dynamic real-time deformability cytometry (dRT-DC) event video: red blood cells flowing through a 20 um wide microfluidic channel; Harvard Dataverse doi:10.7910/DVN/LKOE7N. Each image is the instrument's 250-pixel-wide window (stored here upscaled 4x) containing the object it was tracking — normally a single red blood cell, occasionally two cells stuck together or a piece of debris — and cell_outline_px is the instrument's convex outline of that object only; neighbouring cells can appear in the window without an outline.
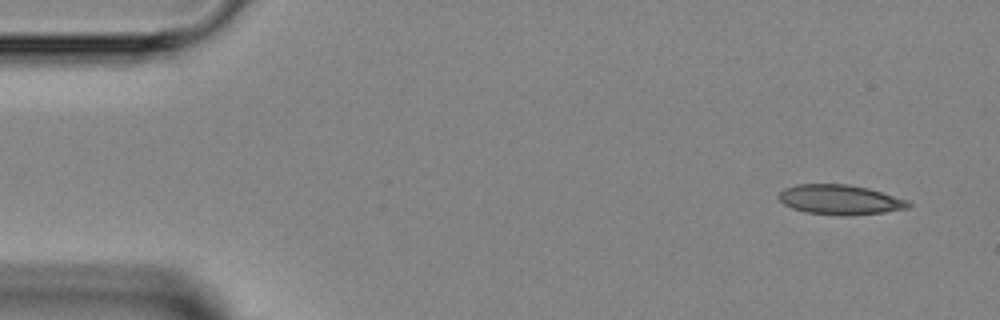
{"species": "Egyptian fruit bat (a non-hibernating species)", "species_latin": "Rousettus aegyptiacus", "temperature_condition": "room temperature", "stored_images_in_passage": 5, "camera_frame_rate_fps": 3000, "um_per_image_px": 0.085, "animal": {"sex": "female"}, "frame": {"image": 1, "passage_image": 1, "time_ms": 0.0, "image_size_px": [1000, 320], "cell_outline_px": [[912, 204], [908, 208], [884, 212], [804, 212], [792, 208], [784, 204], [776, 196], [784, 188], [796, 184], [844, 184], [868, 188], [908, 200]], "centroid_in_image_um": [71.35, 16.91], "position_along_channel_um": 13.6, "area_um2": 21.39}}
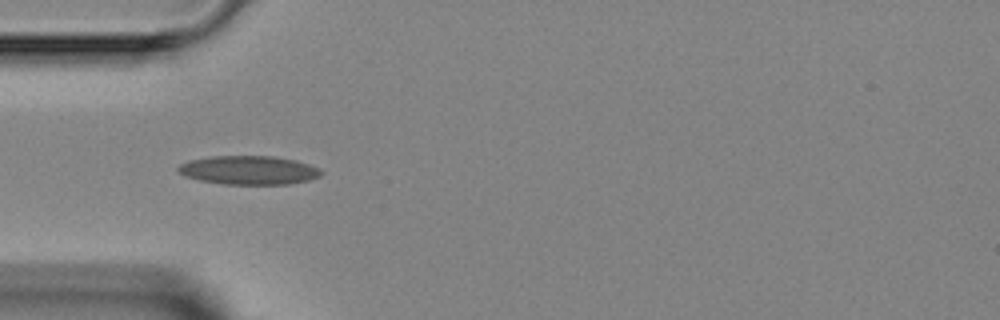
{"frame": {"image": 2, "passage_image": 4, "time_ms": 3.667, "image_size_px": [1000, 320], "cell_outline_px": [[324, 172], [320, 176], [308, 180], [288, 184], [224, 184], [200, 180], [184, 176], [176, 168], [180, 164], [188, 160], [212, 156], [272, 156], [296, 160], [320, 168]], "centroid_in_image_um": [21.15, 14.46], "position_along_channel_um": 63.8, "area_um2": 23.99}}
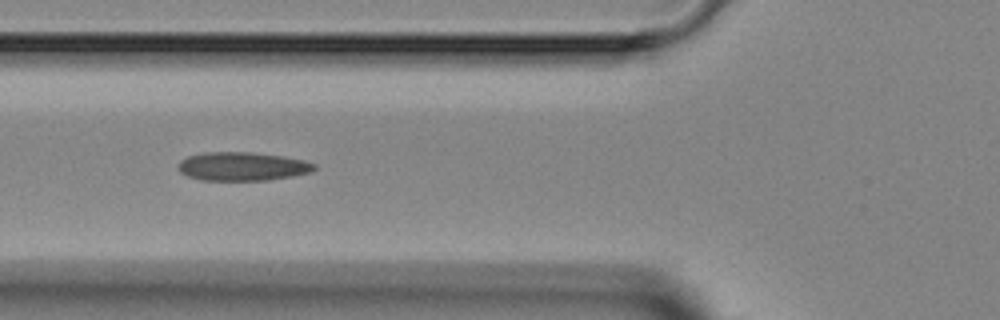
{"frame": {"image": 3, "passage_image": 5, "time_ms": 4.667, "image_size_px": [1000, 320], "cell_outline_px": [[316, 168], [308, 172], [292, 176], [268, 180], [200, 180], [188, 176], [180, 172], [180, 160], [188, 156], [204, 152], [252, 152], [284, 156], [304, 160], [316, 164]], "centroid_in_image_um": [20.61, 14.14], "position_along_channel_um": 105.2, "area_um2": 22.6}}